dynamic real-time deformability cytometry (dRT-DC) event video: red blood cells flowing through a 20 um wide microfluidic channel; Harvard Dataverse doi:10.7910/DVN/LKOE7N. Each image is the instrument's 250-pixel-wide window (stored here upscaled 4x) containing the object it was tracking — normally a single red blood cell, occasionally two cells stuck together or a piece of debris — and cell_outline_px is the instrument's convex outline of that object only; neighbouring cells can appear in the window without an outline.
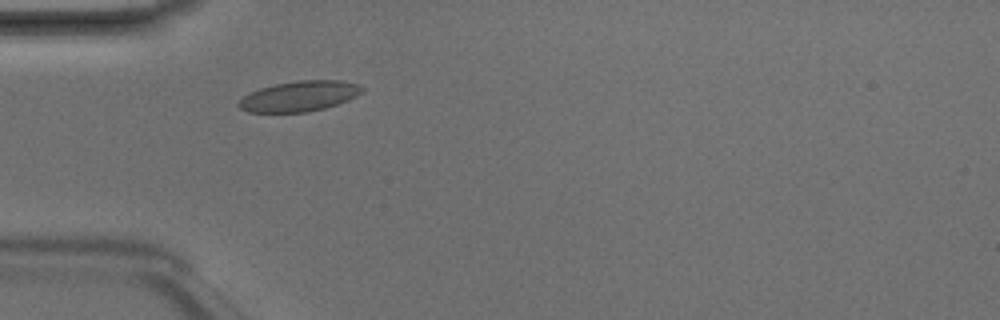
{"species": "Egyptian fruit bat (a non-hibernating species)", "species_latin": "Rousettus aegyptiacus", "temperature_condition": "room temperature", "stored_images_in_passage": 5, "camera_frame_rate_fps": 3000, "um_per_image_px": 0.085, "animal": {"sex": "male"}, "frame": {"image": 1, "passage_image": 3, "time_ms": 0.667, "image_size_px": [1000, 320], "cell_outline_px": [[364, 88], [356, 96], [348, 100], [324, 108], [308, 112], [248, 112], [240, 108], [236, 104], [244, 96], [260, 88], [276, 84], [300, 80], [340, 80], [360, 84]], "centroid_in_image_um": [25.45, 8.17], "position_along_channel_um": 59.5, "area_um2": 21.68}}
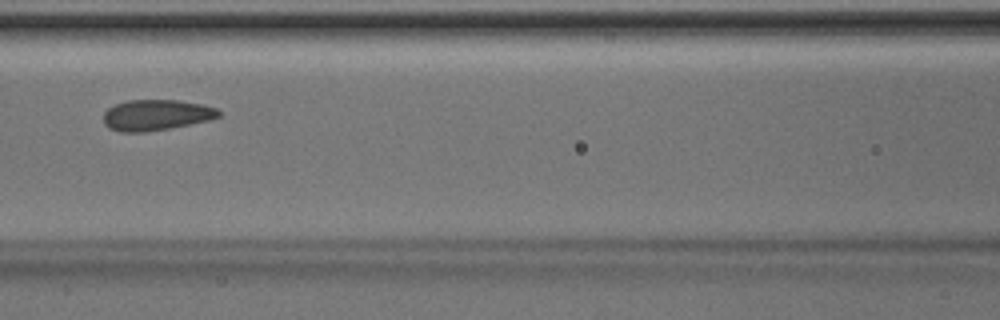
{"frame": {"image": 2, "passage_image": 5, "time_ms": 1.333, "image_size_px": [1000, 320], "cell_outline_px": [[224, 112], [220, 116], [208, 120], [168, 128], [144, 132], [120, 132], [108, 128], [104, 124], [104, 112], [108, 108], [116, 104], [128, 100], [176, 100], [200, 104], [216, 108]], "centroid_in_image_um": [13.26, 9.77], "position_along_channel_um": 153.3, "area_um2": 20.58}}